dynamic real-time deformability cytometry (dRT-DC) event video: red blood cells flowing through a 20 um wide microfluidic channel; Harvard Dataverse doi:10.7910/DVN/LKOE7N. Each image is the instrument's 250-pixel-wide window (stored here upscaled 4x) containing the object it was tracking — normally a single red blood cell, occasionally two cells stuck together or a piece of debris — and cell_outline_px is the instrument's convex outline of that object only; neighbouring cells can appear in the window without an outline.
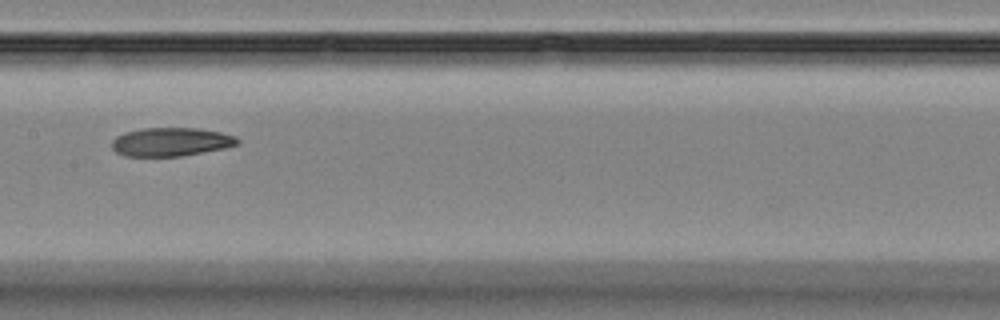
{"species": "Egyptian fruit bat (a non-hibernating species)", "species_latin": "Rousettus aegyptiacus", "temperature_condition": "room temperature", "stored_images_in_passage": 12, "camera_frame_rate_fps": 3000, "um_per_image_px": 0.085, "animal": {"sex": "female"}, "frame": {"image": 1, "passage_image": 7, "time_ms": 8.333, "image_size_px": [1000, 320], "cell_outline_px": [[240, 144], [224, 148], [180, 156], [124, 156], [116, 152], [112, 148], [112, 140], [116, 136], [124, 132], [140, 128], [200, 128], [220, 132], [236, 136], [240, 140]], "centroid_in_image_um": [14.53, 12.05], "position_along_channel_um": 192.9, "area_um2": 21.04}}
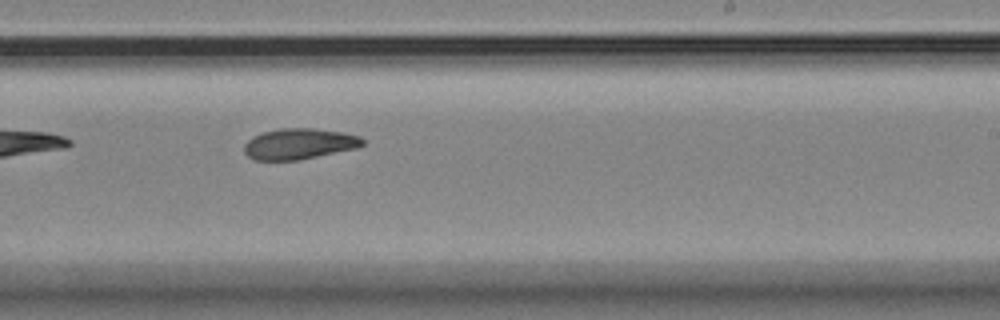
{"frame": {"image": 2, "passage_image": 9, "time_ms": 10.333, "image_size_px": [1000, 320], "cell_outline_px": [[364, 144], [356, 148], [300, 160], [256, 160], [248, 156], [244, 152], [244, 144], [252, 136], [260, 132], [280, 128], [316, 128], [344, 132], [360, 136], [364, 140]], "centroid_in_image_um": [25.42, 12.21], "position_along_channel_um": 263.6, "area_um2": 21.5}}
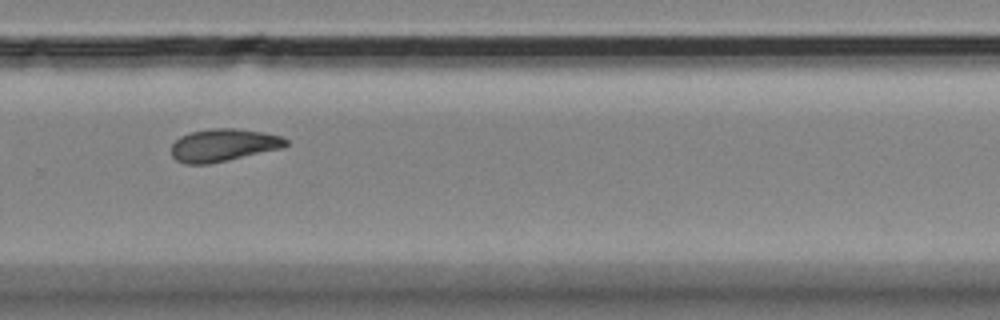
{"frame": {"image": 3, "passage_image": 10, "time_ms": 11.667, "image_size_px": [1000, 320], "cell_outline_px": [[288, 144], [284, 148], [228, 160], [208, 164], [184, 164], [176, 160], [172, 156], [172, 144], [180, 136], [192, 132], [212, 128], [236, 128], [264, 132], [280, 136], [288, 140]], "centroid_in_image_um": [19.01, 12.34], "position_along_channel_um": 310.8, "area_um2": 21.85}, "authors_computed_cell_mechanics": {"area_um2": 21.9929, "velocity_mm_per_s": 3.5588, "shape_relaxation_time_tau1_ms": 6.9865, "shape_relaxation_time_tau2_ms": null, "deformation_change_tau1": 0.1517, "deformation_change_tau2": null}}